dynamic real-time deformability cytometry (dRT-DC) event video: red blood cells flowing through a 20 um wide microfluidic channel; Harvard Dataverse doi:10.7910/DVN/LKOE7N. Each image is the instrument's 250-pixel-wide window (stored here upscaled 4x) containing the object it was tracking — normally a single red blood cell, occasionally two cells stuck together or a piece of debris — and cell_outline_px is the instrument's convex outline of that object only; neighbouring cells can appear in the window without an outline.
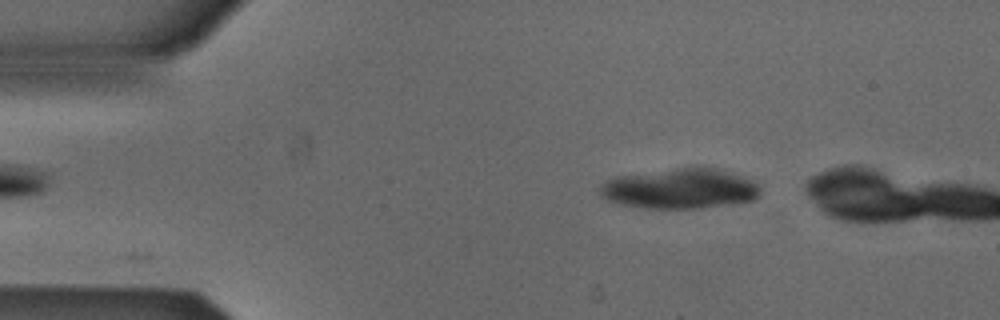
{"species": "Egyptian fruit bat (a non-hibernating species)", "species_latin": "Rousettus aegyptiacus", "temperature_condition": "cold", "stored_images_in_passage": 2, "camera_frame_rate_fps": 3000, "um_per_image_px": 0.085, "animal": {"sex": "male"}, "frame": {"image": 1, "passage_image": 1, "time_ms": 0.0, "image_size_px": [1000, 320], "cell_outline_px": [[760, 196], [756, 200], [732, 204], [700, 208], [644, 208], [620, 204], [608, 200], [600, 196], [600, 184], [604, 180], [616, 176], [692, 164], [720, 168], [752, 180], [760, 184]], "centroid_in_image_um": [57.83, 15.99], "position_along_channel_um": 27.2, "area_um2": 38.84}}